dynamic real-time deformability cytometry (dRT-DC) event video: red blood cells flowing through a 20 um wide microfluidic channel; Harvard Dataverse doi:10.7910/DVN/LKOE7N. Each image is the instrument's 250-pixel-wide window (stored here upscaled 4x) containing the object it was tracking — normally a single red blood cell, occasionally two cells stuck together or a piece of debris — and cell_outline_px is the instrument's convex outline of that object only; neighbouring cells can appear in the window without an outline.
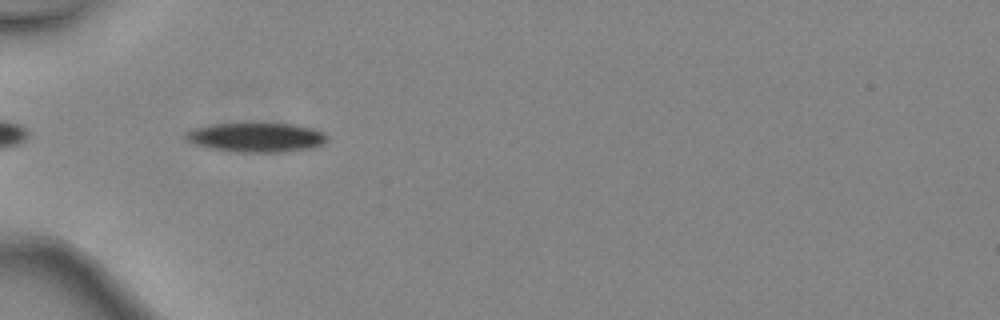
{"species": "common noctule bat (a hibernating species)", "species_latin": "Nyctalus noctula", "temperature_condition": "warm", "stored_images_in_passage": 18, "camera_frame_rate_fps": 3000, "um_per_image_px": 0.085, "animal": {"sex": "female", "body_mass_g": 24.6, "forearm_length_mm": 56.2}, "frame": {"image": 1, "passage_image": 2, "time_ms": 0.333, "image_size_px": [1000, 320], "cell_outline_px": [[328, 136], [324, 144], [308, 148], [284, 152], [240, 152], [208, 148], [184, 140], [184, 132], [192, 128], [212, 124], [292, 124], [312, 128], [324, 132]], "centroid_in_image_um": [21.74, 11.68], "position_along_channel_um": 63.3, "area_um2": 24.16}}
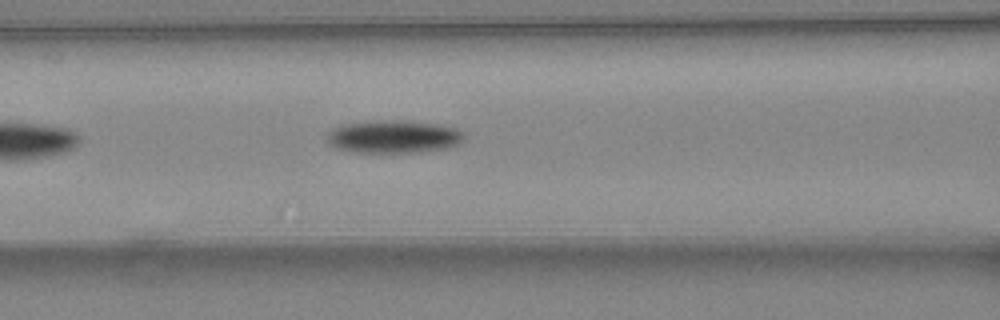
{"frame": {"image": 2, "passage_image": 7, "time_ms": 2.0, "image_size_px": [1000, 320], "cell_outline_px": [[464, 140], [460, 144], [448, 148], [420, 152], [352, 152], [336, 148], [328, 144], [328, 132], [332, 128], [344, 124], [388, 120], [404, 120], [440, 124], [456, 128], [464, 132]], "centroid_in_image_um": [33.5, 11.62], "position_along_channel_um": 133.1, "area_um2": 26.41}}
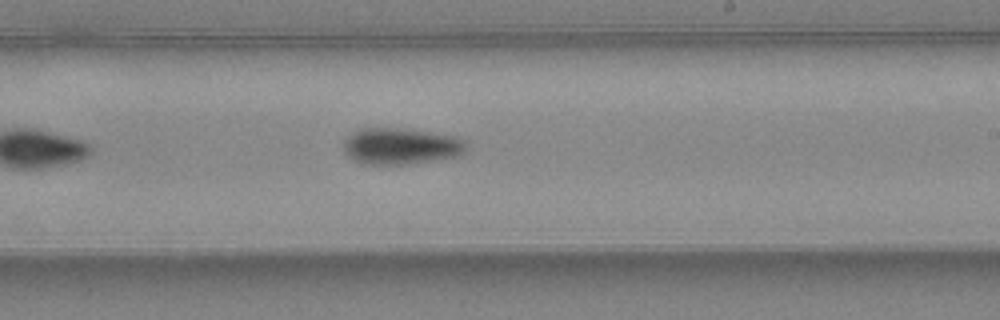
{"frame": {"image": 3, "passage_image": 15, "time_ms": 4.667, "image_size_px": [1000, 320], "cell_outline_px": [[464, 152], [460, 156], [412, 164], [364, 164], [352, 160], [344, 152], [344, 140], [352, 132], [360, 128], [400, 128], [428, 132], [452, 136], [460, 140], [464, 144]], "centroid_in_image_um": [34.0, 12.44], "position_along_channel_um": 255.0, "area_um2": 25.89}}